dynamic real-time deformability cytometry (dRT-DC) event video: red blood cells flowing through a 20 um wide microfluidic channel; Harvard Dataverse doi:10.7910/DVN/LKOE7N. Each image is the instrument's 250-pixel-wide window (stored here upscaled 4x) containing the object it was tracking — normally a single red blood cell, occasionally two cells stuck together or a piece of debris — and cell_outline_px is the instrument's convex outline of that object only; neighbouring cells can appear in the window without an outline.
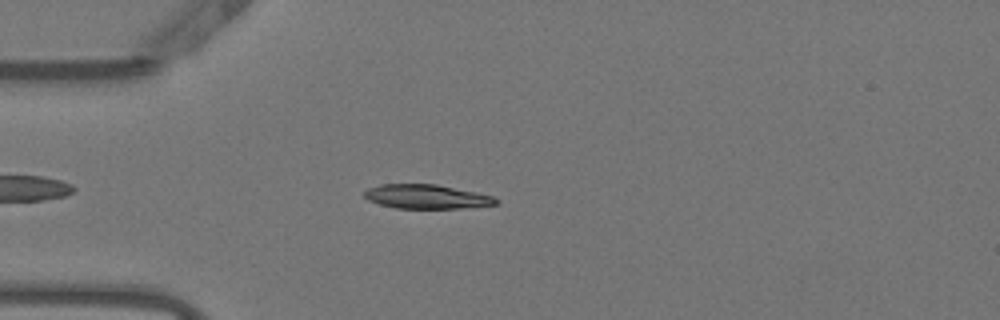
{"species": "Egyptian fruit bat (a non-hibernating species)", "species_latin": "Rousettus aegyptiacus", "temperature_condition": "warm", "stored_images_in_passage": 45, "camera_frame_rate_fps": 3000, "um_per_image_px": 0.085, "animal": {"sex": "female"}, "frame": {"image": 1, "passage_image": 6, "time_ms": 1.667, "image_size_px": [1000, 320], "cell_outline_px": [[500, 204], [460, 208], [396, 208], [380, 204], [368, 200], [364, 196], [364, 192], [368, 188], [380, 184], [436, 184], [476, 192], [492, 196], [500, 200]], "centroid_in_image_um": [36.27, 16.71], "position_along_channel_um": 48.7, "area_um2": 18.5}}
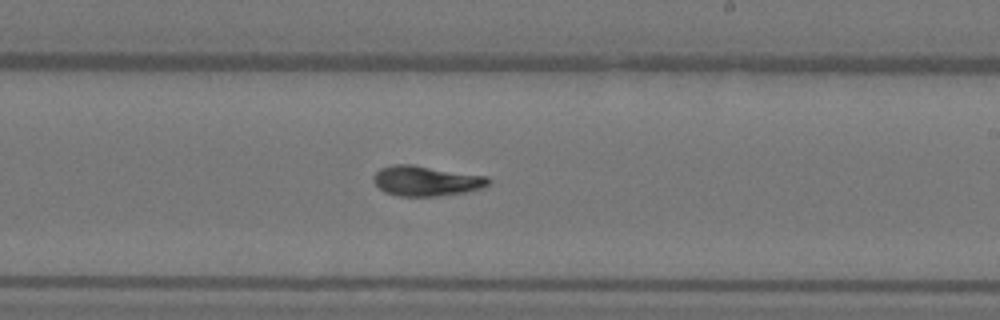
{"frame": {"image": 2, "passage_image": 23, "time_ms": 7.333, "image_size_px": [1000, 320], "cell_outline_px": [[492, 180], [488, 184], [480, 188], [464, 192], [436, 196], [400, 196], [384, 192], [372, 180], [376, 172], [380, 168], [392, 164], [412, 164], [488, 176]], "centroid_in_image_um": [36.21, 15.36], "position_along_channel_um": 252.8, "area_um2": 20.17}}
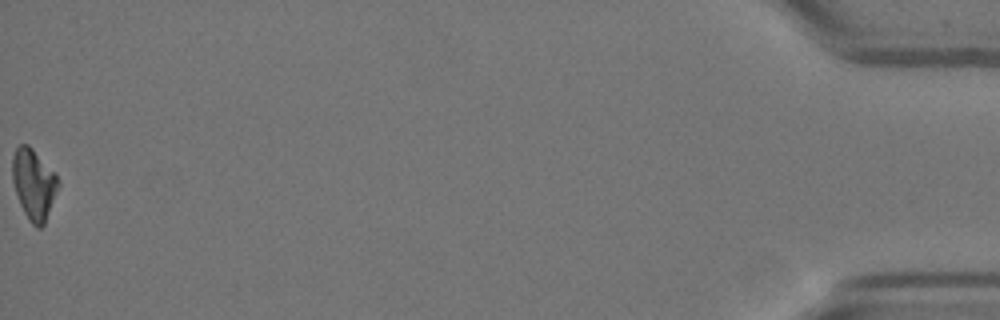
{"frame": {"image": 3, "passage_image": 45, "time_ms": 14.667, "image_size_px": [1000, 320], "cell_outline_px": [[60, 184], [44, 224], [40, 228], [36, 228], [28, 220], [20, 204], [12, 180], [12, 156], [16, 148], [20, 144], [28, 144], [56, 172], [60, 180]], "centroid_in_image_um": [2.88, 15.64], "position_along_channel_um": 432.3, "area_um2": 19.02}, "authors_computed_cell_mechanics": {"area_um2": 19.1896, "velocity_mm_per_s": 3.8196, "shape_relaxation_time_tau1_ms": 4.2757, "shape_relaxation_time_tau2_ms": 7.2034, "deformation_change_tau1": 0.1959, "deformation_change_tau2": 0.1015}}